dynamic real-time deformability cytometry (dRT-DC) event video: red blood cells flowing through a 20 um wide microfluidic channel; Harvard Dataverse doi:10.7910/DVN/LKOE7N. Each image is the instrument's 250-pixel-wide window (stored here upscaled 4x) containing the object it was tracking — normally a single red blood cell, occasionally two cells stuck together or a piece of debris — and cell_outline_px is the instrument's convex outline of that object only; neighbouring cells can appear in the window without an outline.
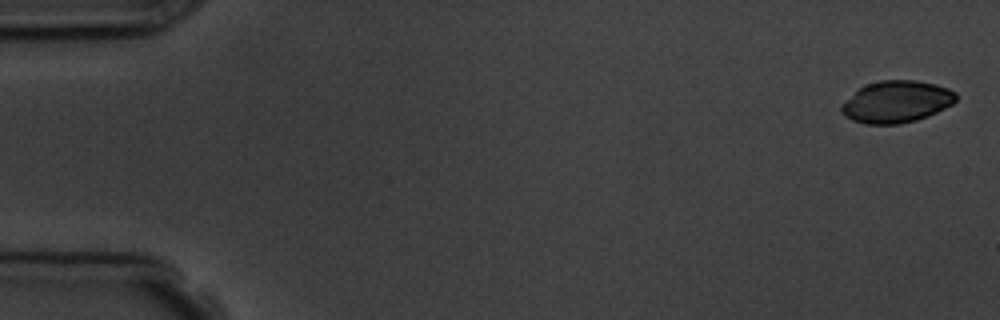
{"species": "common noctule bat (a hibernating species)", "species_latin": "Nyctalus noctula", "temperature_condition": "room temperature", "stored_images_in_passage": 7, "camera_frame_rate_fps": 3000, "um_per_image_px": 0.085, "animal": {"sex": "male", "body_mass_g": 19.5, "forearm_length_mm": 54.6}, "frame": {"image": 1, "passage_image": 1, "time_ms": 0.0, "image_size_px": [1000, 320], "cell_outline_px": [[956, 100], [952, 104], [928, 116], [916, 120], [900, 124], [864, 124], [852, 120], [844, 116], [840, 112], [840, 104], [856, 88], [864, 84], [880, 80], [916, 80], [936, 84], [948, 88], [956, 92]], "centroid_in_image_um": [76.13, 8.64], "position_along_channel_um": 8.9, "area_um2": 28.44}}
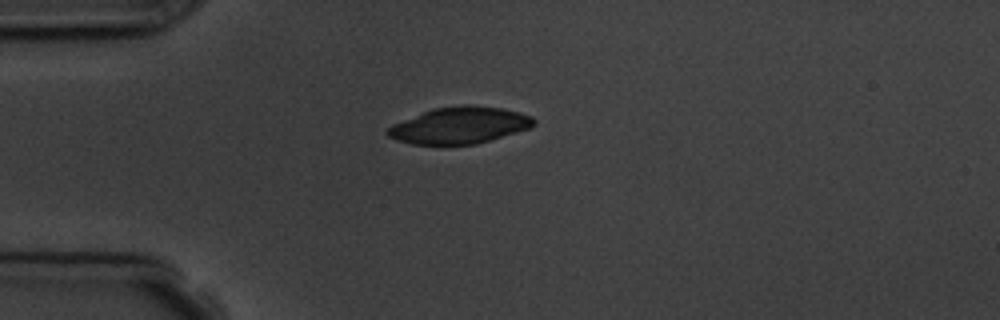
{"frame": {"image": 2, "passage_image": 4, "time_ms": 4.333, "image_size_px": [1000, 320], "cell_outline_px": [[536, 124], [528, 128], [516, 132], [476, 144], [412, 144], [396, 140], [388, 136], [384, 132], [392, 124], [432, 108], [460, 104], [468, 104], [500, 108], [520, 112], [532, 116], [536, 120]], "centroid_in_image_um": [39.04, 10.64], "position_along_channel_um": 46.0, "area_um2": 31.21}}